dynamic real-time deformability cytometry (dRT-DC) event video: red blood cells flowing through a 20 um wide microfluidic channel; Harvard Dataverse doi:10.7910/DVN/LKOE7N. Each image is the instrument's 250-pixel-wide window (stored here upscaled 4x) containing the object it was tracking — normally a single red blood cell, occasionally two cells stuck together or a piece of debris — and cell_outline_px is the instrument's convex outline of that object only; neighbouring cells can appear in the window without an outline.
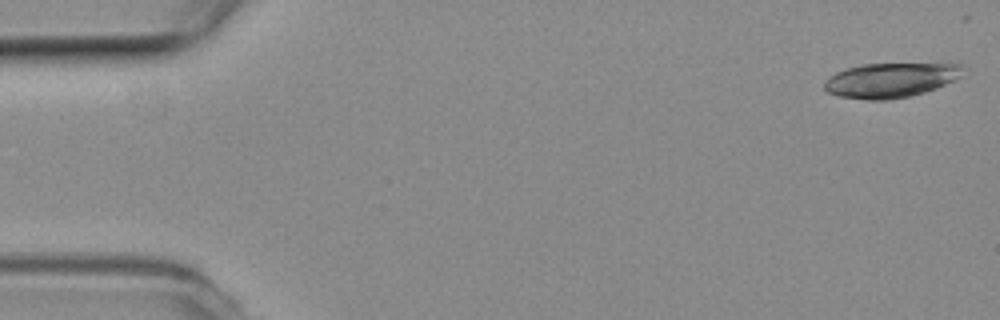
{"species": "common noctule bat (a hibernating species)", "species_latin": "Nyctalus noctula", "temperature_condition": "room temperature", "stored_images_in_passage": 15, "camera_frame_rate_fps": 3000, "um_per_image_px": 0.085, "animal": {"sex": "female", "body_mass_g": 19.3, "forearm_length_mm": 54.1}, "frame": {"image": 1, "passage_image": 1, "time_ms": 0.0, "image_size_px": [1000, 320], "cell_outline_px": [[964, 64], [960, 76], [936, 88], [912, 96], [888, 100], [864, 100], [840, 96], [828, 92], [824, 88], [824, 80], [828, 76], [836, 72], [848, 68], [864, 64]], "centroid_in_image_um": [75.65, 6.82], "position_along_channel_um": 9.4, "area_um2": 27.8}}